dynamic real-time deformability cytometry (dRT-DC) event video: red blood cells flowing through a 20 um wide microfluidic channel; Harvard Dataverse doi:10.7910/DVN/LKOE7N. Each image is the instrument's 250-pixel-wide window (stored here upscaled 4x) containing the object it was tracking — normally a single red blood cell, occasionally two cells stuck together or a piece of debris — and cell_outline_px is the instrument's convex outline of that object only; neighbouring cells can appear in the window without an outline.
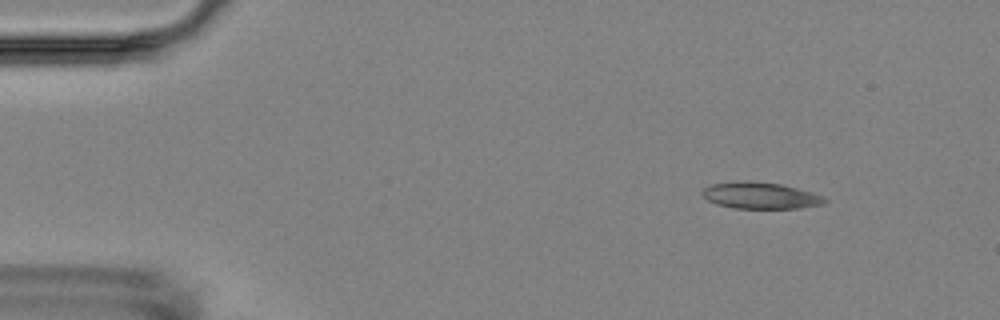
{"species": "Egyptian fruit bat (a non-hibernating species)", "species_latin": "Rousettus aegyptiacus", "temperature_condition": "room temperature", "stored_images_in_passage": 11, "camera_frame_rate_fps": 3000, "um_per_image_px": 0.085, "animal": {"sex": "female"}, "frame": {"image": 1, "passage_image": 2, "time_ms": 2.0, "image_size_px": [1000, 320], "cell_outline_px": [[828, 200], [824, 204], [800, 208], [736, 208], [716, 204], [708, 200], [700, 192], [704, 188], [712, 184], [744, 180], [752, 180], [780, 184], [796, 188], [824, 196]], "centroid_in_image_um": [64.64, 16.61], "position_along_channel_um": 20.4, "area_um2": 18.9}}
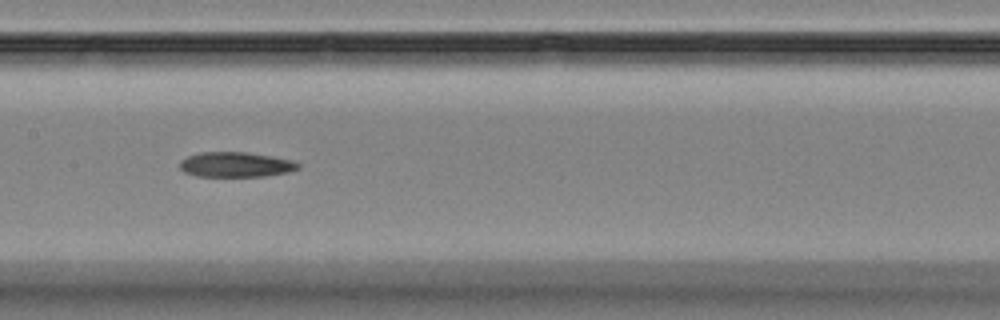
{"frame": {"image": 2, "passage_image": 8, "time_ms": 9.0, "image_size_px": [1000, 320], "cell_outline_px": [[300, 168], [288, 172], [264, 176], [196, 176], [184, 172], [180, 168], [180, 160], [188, 156], [200, 152], [244, 152], [272, 156], [292, 160], [300, 164]], "centroid_in_image_um": [20.03, 13.99], "position_along_channel_um": 187.4, "area_um2": 17.22}}
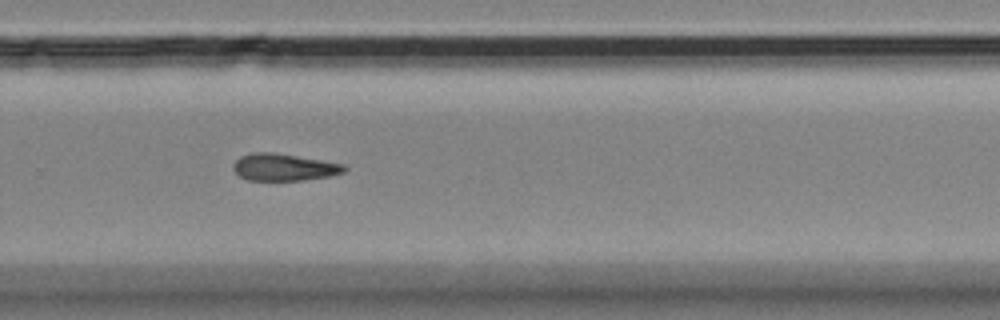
{"frame": {"image": 3, "passage_image": 11, "time_ms": 12.333, "image_size_px": [1000, 320], "cell_outline_px": [[348, 168], [344, 172], [328, 176], [300, 180], [248, 180], [240, 176], [232, 168], [232, 164], [240, 156], [252, 152], [272, 152], [344, 164]], "centroid_in_image_um": [24.1, 14.21], "position_along_channel_um": 305.7, "area_um2": 17.34}}